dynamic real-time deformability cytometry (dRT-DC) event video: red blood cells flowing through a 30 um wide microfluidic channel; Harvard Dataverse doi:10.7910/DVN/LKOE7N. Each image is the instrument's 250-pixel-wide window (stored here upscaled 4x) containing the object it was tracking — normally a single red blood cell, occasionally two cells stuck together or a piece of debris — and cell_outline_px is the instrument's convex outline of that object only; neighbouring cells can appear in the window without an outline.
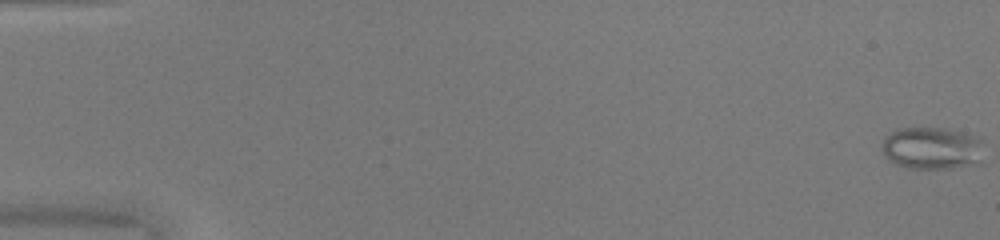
{"species": "common noctule bat (a hibernating species)", "species_latin": "Nyctalus noctula", "temperature_condition": "warm", "stored_images_in_passage": 52, "camera_frame_rate_fps": 3000, "um_per_image_px": 0.085, "animal": {"sex": "female", "body_mass_g": 20.0, "forearm_length_mm": 54.0}, "frame": {"image": 1, "passage_image": 1, "time_ms": 0.0, "image_size_px": [1000, 240], "cell_outline_px": [[984, 164], [952, 168], [908, 168], [896, 164], [884, 156], [880, 148], [884, 136], [896, 128], [944, 128], [964, 132], [980, 136]], "centroid_in_image_um": [79.24, 12.6], "position_along_channel_um": 5.8, "area_um2": 25.89}}
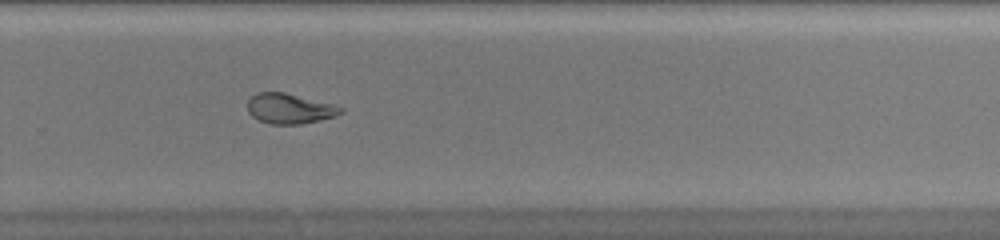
{"frame": {"image": 2, "passage_image": 36, "time_ms": 11.667, "image_size_px": [1000, 240], "cell_outline_px": [[344, 112], [336, 116], [300, 124], [268, 124], [252, 116], [248, 112], [248, 100], [256, 92], [284, 92], [332, 104], [344, 108]], "centroid_in_image_um": [24.61, 9.23], "position_along_channel_um": 305.2, "area_um2": 16.3}}
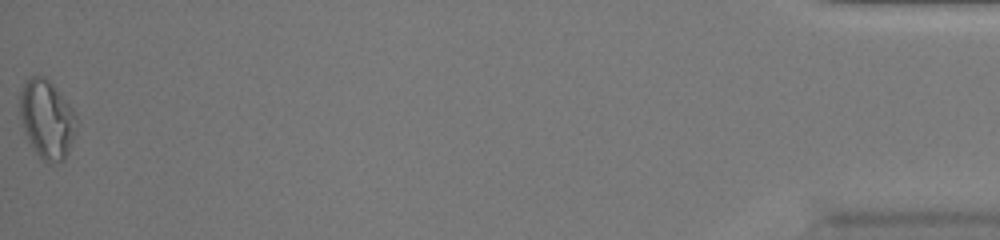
{"frame": {"image": 3, "passage_image": 52, "time_ms": 17.0, "image_size_px": [1000, 240], "cell_outline_px": [[76, 132], [72, 144], [64, 160], [48, 164], [32, 148], [24, 132], [20, 116], [20, 92], [24, 84], [32, 76], [44, 76], [56, 88], [72, 108], [76, 116]], "centroid_in_image_um": [3.99, 10.16], "position_along_channel_um": 431.2, "area_um2": 25.78}, "authors_computed_cell_mechanics": {"area_um2": 20.3167, "velocity_mm_per_s": 4.1155, "shape_relaxation_time_tau1_ms": null, "shape_relaxation_time_tau2_ms": 1.2864, "deformation_change_tau1": null, "deformation_change_tau2": 0.0739}}